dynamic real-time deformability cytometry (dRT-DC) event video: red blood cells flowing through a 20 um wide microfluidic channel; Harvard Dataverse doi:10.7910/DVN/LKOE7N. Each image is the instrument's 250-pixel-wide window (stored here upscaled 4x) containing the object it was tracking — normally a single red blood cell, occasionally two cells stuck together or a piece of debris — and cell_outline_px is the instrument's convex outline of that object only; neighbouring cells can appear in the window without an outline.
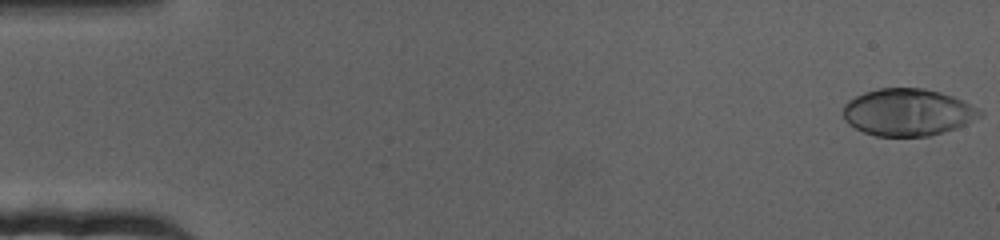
{"species": "human", "species_latin": "Homo sapiens", "temperature_condition": "cold", "stored_images_in_passage": 73, "camera_frame_rate_fps": 3000, "um_per_image_px": 0.085, "donor": {"sex": "female"}, "frame": {"image": 1, "passage_image": 1, "time_ms": 0.0, "image_size_px": [1000, 240], "cell_outline_px": [[984, 112], [980, 116], [956, 128], [944, 132], [928, 136], [876, 136], [864, 132], [848, 124], [844, 120], [844, 104], [848, 100], [864, 92], [880, 88], [924, 88], [940, 92], [964, 100], [980, 108]], "centroid_in_image_um": [77.16, 9.54], "position_along_channel_um": 7.8, "area_um2": 37.57}}
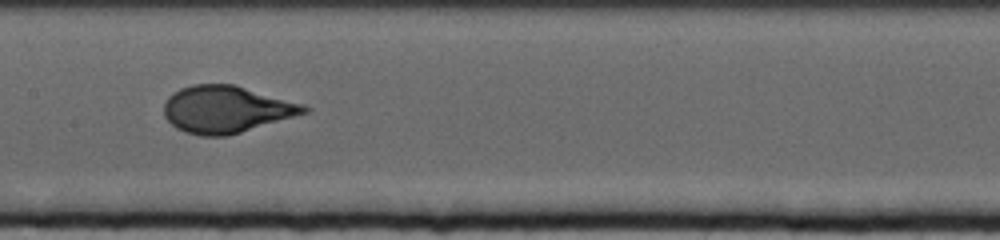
{"frame": {"image": 2, "passage_image": 37, "time_ms": 12.0, "image_size_px": [1000, 240], "cell_outline_px": [[312, 108], [308, 112], [228, 136], [200, 136], [184, 132], [176, 128], [164, 116], [164, 104], [168, 96], [172, 92], [180, 88], [192, 84], [236, 84], [304, 104]], "centroid_in_image_um": [19.22, 9.28], "position_along_channel_um": 188.2, "area_um2": 38.67}}
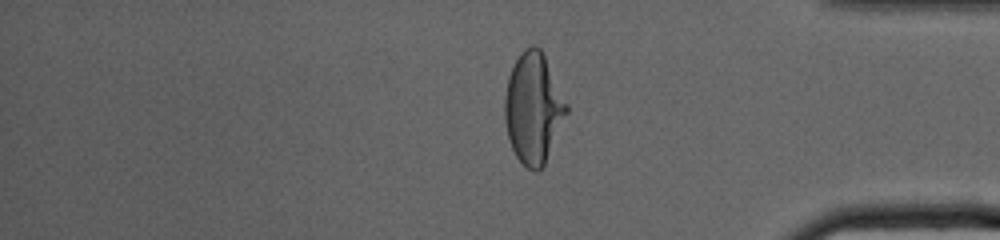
{"frame": {"image": 3, "passage_image": 61, "time_ms": 20.0, "image_size_px": [1000, 240], "cell_outline_px": [[568, 112], [544, 164], [536, 172], [532, 172], [516, 156], [512, 148], [508, 136], [504, 120], [504, 96], [508, 76], [520, 52], [524, 48], [532, 44], [540, 48], [568, 104]], "centroid_in_image_um": [45.32, 9.18], "position_along_channel_um": 389.9, "area_um2": 39.59}}